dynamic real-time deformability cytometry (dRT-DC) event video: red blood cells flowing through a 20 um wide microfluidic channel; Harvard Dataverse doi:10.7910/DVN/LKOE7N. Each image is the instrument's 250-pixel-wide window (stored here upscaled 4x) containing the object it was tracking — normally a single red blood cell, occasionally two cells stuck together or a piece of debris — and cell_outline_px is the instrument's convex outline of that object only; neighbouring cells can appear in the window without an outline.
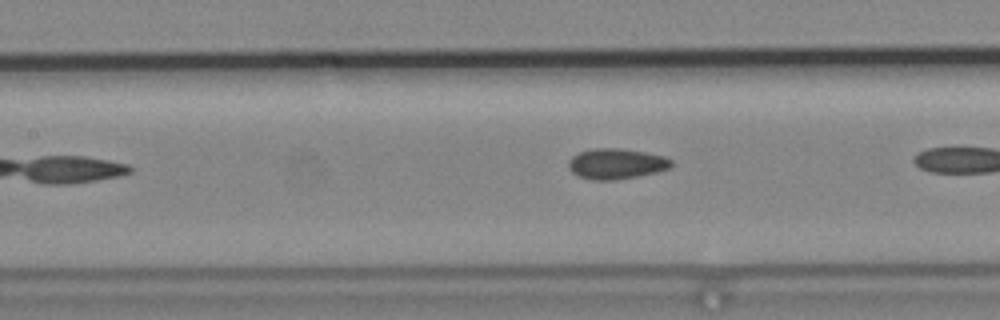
{"species": "common noctule bat (a hibernating species)", "species_latin": "Nyctalus noctula", "temperature_condition": "cold", "stored_images_in_passage": 4, "camera_frame_rate_fps": 3000, "um_per_image_px": 0.085, "animal": {"sex": "male", "body_mass_g": 19.2, "forearm_length_mm": 51.8}, "frame": {"image": 1, "passage_image": 4, "time_ms": 1.0, "image_size_px": [1000, 320], "cell_outline_px": [[672, 164], [668, 168], [656, 172], [636, 176], [612, 180], [592, 180], [580, 176], [572, 172], [568, 168], [568, 160], [572, 156], [580, 152], [592, 148], [620, 148], [644, 152], [664, 156], [672, 160]], "centroid_in_image_um": [52.35, 13.91], "position_along_channel_um": 155.1, "area_um2": 18.15}}